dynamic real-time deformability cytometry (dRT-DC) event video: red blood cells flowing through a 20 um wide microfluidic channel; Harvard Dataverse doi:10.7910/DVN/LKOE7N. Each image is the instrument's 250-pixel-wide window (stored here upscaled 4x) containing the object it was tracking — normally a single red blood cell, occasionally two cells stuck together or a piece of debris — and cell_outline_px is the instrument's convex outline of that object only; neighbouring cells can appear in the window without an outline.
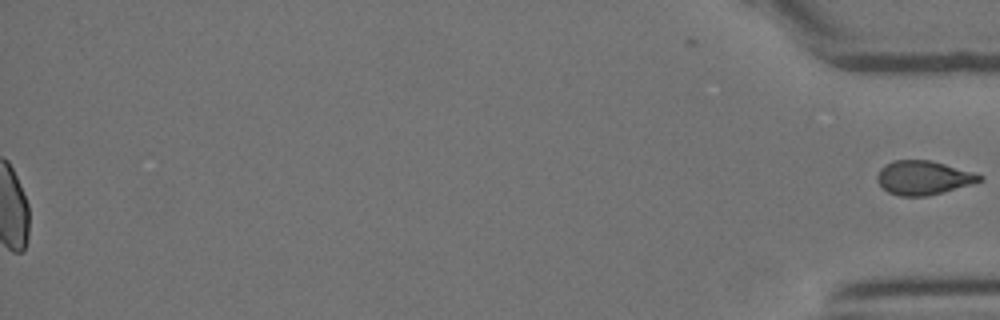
{"species": "Egyptian fruit bat (a non-hibernating species)", "species_latin": "Rousettus aegyptiacus", "temperature_condition": "room temperature", "stored_images_in_passage": 30, "segment_of_instrument_passage": [2, 2], "camera_frame_rate_fps": 3000, "um_per_image_px": 0.085, "animal": {"sex": "female"}, "frame": {"image": 1, "passage_image": 30, "time_ms": 9.667, "image_size_px": [1000, 320], "cell_outline_px": [[984, 180], [972, 184], [928, 196], [900, 196], [888, 192], [876, 180], [876, 176], [880, 168], [884, 164], [892, 160], [932, 160], [972, 172], [984, 176]], "centroid_in_image_um": [78.47, 15.1], "position_along_channel_um": 356.7, "area_um2": 20.35}}